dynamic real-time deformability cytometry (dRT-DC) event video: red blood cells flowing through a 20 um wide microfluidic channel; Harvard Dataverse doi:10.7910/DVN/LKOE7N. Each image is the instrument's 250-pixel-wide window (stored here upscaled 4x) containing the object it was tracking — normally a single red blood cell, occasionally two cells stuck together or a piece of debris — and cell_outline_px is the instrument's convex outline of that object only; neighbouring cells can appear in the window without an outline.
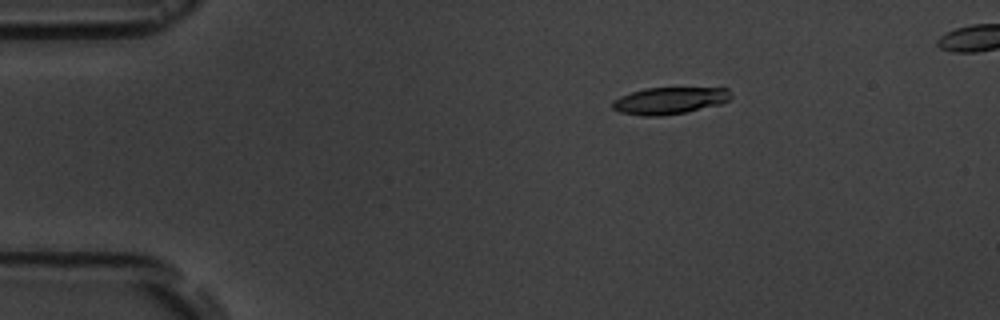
{"species": "common noctule bat (a hibernating species)", "species_latin": "Nyctalus noctula", "temperature_condition": "room temperature", "stored_images_in_passage": 4, "camera_frame_rate_fps": 3000, "um_per_image_px": 0.085, "animal": {"sex": "male", "body_mass_g": 19.5, "forearm_length_mm": 54.6}, "frame": {"image": 1, "passage_image": 1, "time_ms": 0.0, "image_size_px": [1000, 320], "cell_outline_px": [[732, 96], [728, 100], [720, 104], [684, 112], [660, 116], [644, 116], [620, 112], [612, 108], [612, 100], [620, 96], [644, 88], [728, 88]], "centroid_in_image_um": [56.88, 8.55], "position_along_channel_um": 28.1, "area_um2": 18.44}}